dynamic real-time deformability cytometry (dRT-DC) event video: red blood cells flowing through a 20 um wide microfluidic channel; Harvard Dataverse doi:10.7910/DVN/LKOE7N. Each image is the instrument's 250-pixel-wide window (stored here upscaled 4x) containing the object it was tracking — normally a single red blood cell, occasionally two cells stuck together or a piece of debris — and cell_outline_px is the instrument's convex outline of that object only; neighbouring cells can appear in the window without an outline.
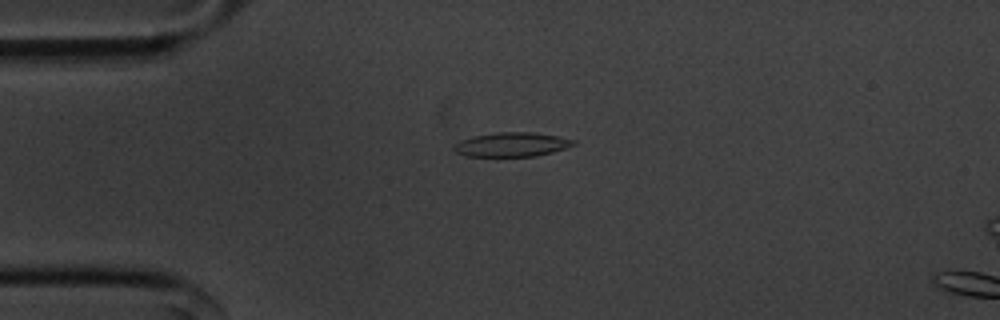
{"species": "common noctule bat (a hibernating species)", "species_latin": "Nyctalus noctula", "temperature_condition": "cold", "stored_images_in_passage": 5, "camera_frame_rate_fps": 3000, "um_per_image_px": 0.085, "animal": {"sex": "male", "body_mass_g": 20.1, "forearm_length_mm": 53.5}, "frame": {"image": 1, "passage_image": 2, "time_ms": 0.333, "image_size_px": [1000, 320], "cell_outline_px": [[576, 144], [552, 152], [536, 156], [468, 156], [456, 152], [452, 148], [452, 144], [460, 140], [472, 136], [496, 132], [532, 132], [556, 136], [576, 140]], "centroid_in_image_um": [43.45, 12.28], "position_along_channel_um": 41.5, "area_um2": 16.88}}